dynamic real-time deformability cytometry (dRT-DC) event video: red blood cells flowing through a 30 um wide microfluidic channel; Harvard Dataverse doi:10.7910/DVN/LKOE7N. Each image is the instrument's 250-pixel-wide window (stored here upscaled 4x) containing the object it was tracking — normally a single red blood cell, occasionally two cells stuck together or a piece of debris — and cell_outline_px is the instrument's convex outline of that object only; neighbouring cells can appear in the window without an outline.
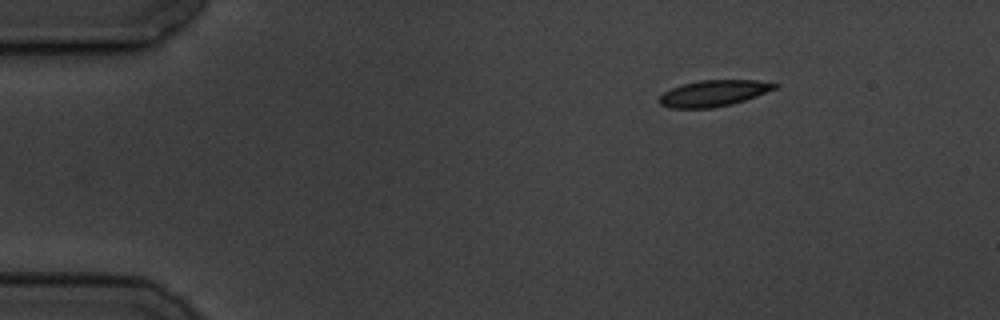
{"species": "common noctule bat (a hibernating species)", "species_latin": "Nyctalus noctula", "temperature_condition": "cold", "stored_images_in_passage": 5, "segment_of_instrument_passage": [2, 2], "camera_frame_rate_fps": 3000, "um_per_image_px": 0.085, "animal": {"sex": "male", "body_mass_g": 19.5, "forearm_length_mm": 54.6}, "frame": {"image": 1, "passage_image": 5, "time_ms": 6.333, "image_size_px": [1000, 320], "cell_outline_px": [[776, 88], [756, 96], [732, 104], [712, 108], [668, 108], [660, 104], [660, 96], [664, 92], [672, 88], [684, 84], [700, 80], [756, 80], [776, 84]], "centroid_in_image_um": [60.62, 7.93], "position_along_channel_um": 24.4, "area_um2": 17.34}}